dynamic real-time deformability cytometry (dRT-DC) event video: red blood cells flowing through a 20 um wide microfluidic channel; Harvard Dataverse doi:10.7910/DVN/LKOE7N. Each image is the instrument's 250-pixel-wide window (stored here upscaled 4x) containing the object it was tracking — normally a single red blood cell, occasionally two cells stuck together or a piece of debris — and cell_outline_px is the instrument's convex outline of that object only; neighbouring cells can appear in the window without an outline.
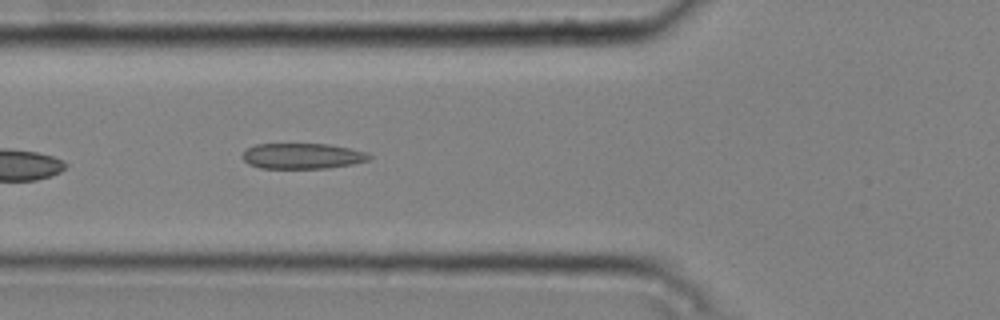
{"species": "common noctule bat (a hibernating species)", "species_latin": "Nyctalus noctula", "temperature_condition": "cold", "stored_images_in_passage": 7, "camera_frame_rate_fps": 3000, "um_per_image_px": 0.085, "animal": {"sex": "male", "body_mass_g": 20.4}, "frame": {"image": 1, "passage_image": 7, "time_ms": 2.0, "image_size_px": [1000, 320], "cell_outline_px": [[372, 156], [368, 160], [352, 164], [328, 168], [260, 168], [248, 164], [244, 160], [244, 152], [248, 148], [256, 144], [328, 144], [368, 152]], "centroid_in_image_um": [25.72, 13.26], "position_along_channel_um": 100.1, "area_um2": 18.79}}